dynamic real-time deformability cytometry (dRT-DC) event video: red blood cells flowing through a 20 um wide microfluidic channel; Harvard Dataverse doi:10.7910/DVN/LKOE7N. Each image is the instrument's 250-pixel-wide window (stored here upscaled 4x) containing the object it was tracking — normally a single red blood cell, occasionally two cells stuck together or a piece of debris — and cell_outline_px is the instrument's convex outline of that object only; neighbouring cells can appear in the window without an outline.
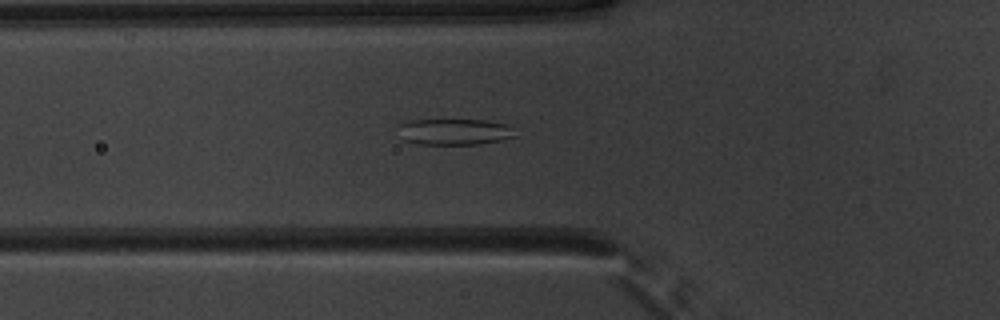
{"species": "common noctule bat (a hibernating species)", "species_latin": "Nyctalus noctula", "temperature_condition": "warm", "stored_images_in_passage": 51, "camera_frame_rate_fps": 3000, "um_per_image_px": 0.085, "animal": {"sex": "male", "body_mass_g": 20.1, "forearm_length_mm": 53.5}, "frame": {"image": 1, "passage_image": 18, "time_ms": 5.667, "image_size_px": [1000, 320], "cell_outline_px": [[516, 136], [500, 140], [476, 144], [420, 144], [404, 140], [400, 124], [412, 120], [488, 120], [508, 124], [512, 128]], "centroid_in_image_um": [38.7, 11.19], "position_along_channel_um": 87.1, "area_um2": 17.51}}
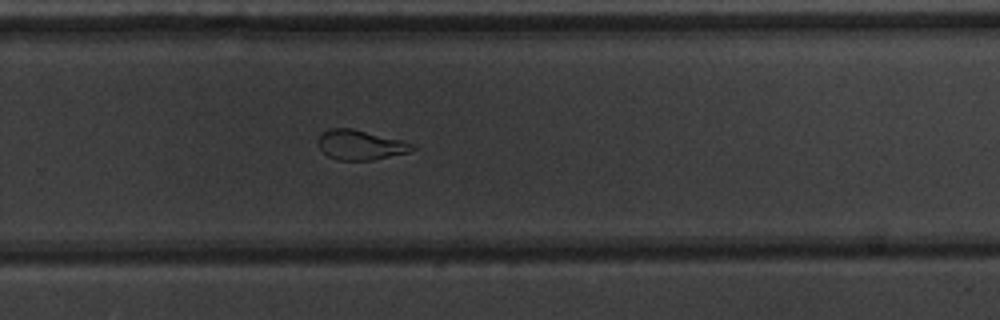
{"frame": {"image": 2, "passage_image": 34, "time_ms": 11.0, "image_size_px": [1000, 320], "cell_outline_px": [[416, 148], [408, 152], [372, 160], [336, 160], [328, 156], [316, 144], [316, 140], [328, 128], [352, 128], [416, 144]], "centroid_in_image_um": [30.61, 12.32], "position_along_channel_um": 299.2, "area_um2": 16.3}}
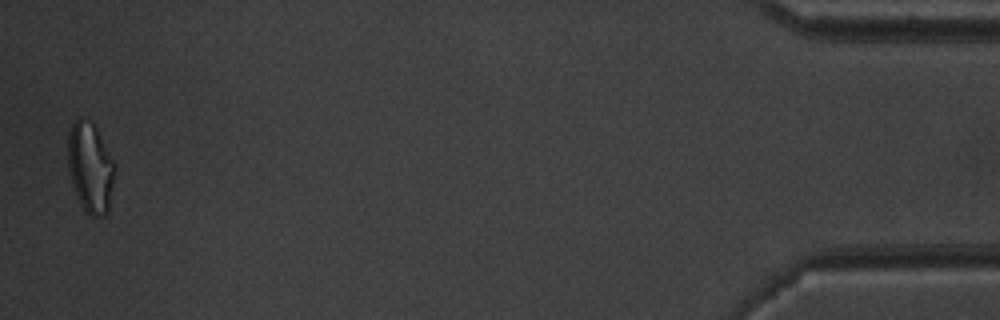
{"frame": {"image": 3, "passage_image": 50, "time_ms": 16.333, "image_size_px": [1000, 320], "cell_outline_px": [[116, 168], [108, 212], [104, 216], [88, 216], [84, 212], [80, 204], [72, 184], [68, 172], [68, 132], [72, 124], [80, 116], [92, 124], [96, 128], [116, 164]], "centroid_in_image_um": [7.68, 14.28], "position_along_channel_um": 427.5, "area_um2": 24.91}, "authors_computed_cell_mechanics": {"area_um2": 20.808, "velocity_mm_per_s": 3.9664, "shape_relaxation_time_tau1_ms": 8.4418, "shape_relaxation_time_tau2_ms": 1.5478, "deformation_change_tau1": 0.2145, "deformation_change_tau2": 0.0818}}